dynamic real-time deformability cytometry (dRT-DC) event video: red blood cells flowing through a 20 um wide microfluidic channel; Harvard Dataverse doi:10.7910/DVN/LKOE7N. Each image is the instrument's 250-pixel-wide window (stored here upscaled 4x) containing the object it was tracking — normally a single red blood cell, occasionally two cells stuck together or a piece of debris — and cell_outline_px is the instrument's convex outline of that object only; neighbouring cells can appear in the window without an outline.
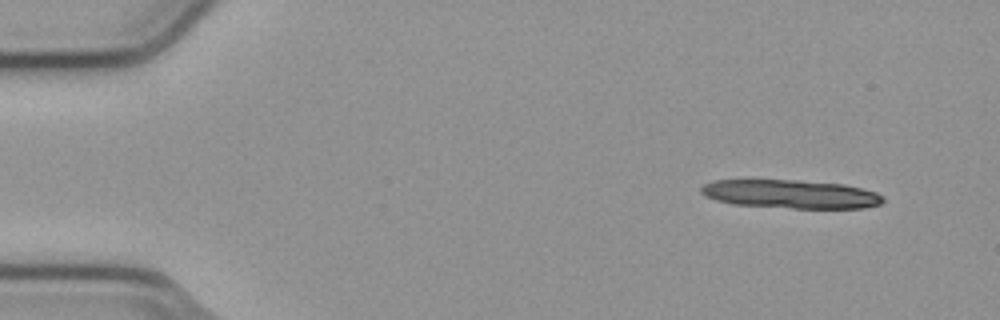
{"species": "common noctule bat (a hibernating species)", "species_latin": "Nyctalus noctula", "temperature_condition": "cold", "stored_images_in_passage": 11, "camera_frame_rate_fps": 3000, "um_per_image_px": 0.085, "animal": {"sex": "male", "body_mass_g": 23.1, "forearm_length_mm": 52.7}, "frame": {"image": 1, "passage_image": 1, "time_ms": 0.0, "image_size_px": [1000, 320], "cell_outline_px": [[884, 200], [880, 204], [864, 208], [792, 208], [732, 204], [716, 200], [704, 196], [700, 192], [700, 188], [704, 184], [712, 180], [800, 180], [844, 184], [876, 192], [884, 196]], "centroid_in_image_um": [67.2, 16.49], "position_along_channel_um": 17.8, "area_um2": 30.4}}